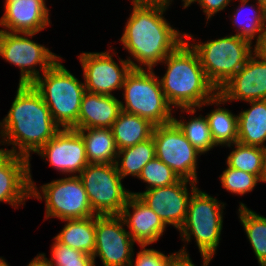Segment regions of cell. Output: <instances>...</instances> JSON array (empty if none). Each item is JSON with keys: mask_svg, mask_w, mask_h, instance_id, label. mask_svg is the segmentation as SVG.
I'll list each match as a JSON object with an SVG mask.
<instances>
[{"mask_svg": "<svg viewBox=\"0 0 266 266\" xmlns=\"http://www.w3.org/2000/svg\"><path fill=\"white\" fill-rule=\"evenodd\" d=\"M172 1L174 2V0H169L168 2H170L172 4ZM194 0H181L182 2V8L183 9H187L189 7V5L193 2Z\"/></svg>", "mask_w": 266, "mask_h": 266, "instance_id": "39", "label": "cell"}, {"mask_svg": "<svg viewBox=\"0 0 266 266\" xmlns=\"http://www.w3.org/2000/svg\"><path fill=\"white\" fill-rule=\"evenodd\" d=\"M198 2V6L200 5L203 13L206 17V25L208 21L217 13L226 9L227 6L231 5L233 0H194L189 6Z\"/></svg>", "mask_w": 266, "mask_h": 266, "instance_id": "36", "label": "cell"}, {"mask_svg": "<svg viewBox=\"0 0 266 266\" xmlns=\"http://www.w3.org/2000/svg\"><path fill=\"white\" fill-rule=\"evenodd\" d=\"M131 4L132 13L119 42L130 55L127 60L132 69H154L185 41V32L174 28L164 17L170 2L131 0Z\"/></svg>", "mask_w": 266, "mask_h": 266, "instance_id": "1", "label": "cell"}, {"mask_svg": "<svg viewBox=\"0 0 266 266\" xmlns=\"http://www.w3.org/2000/svg\"><path fill=\"white\" fill-rule=\"evenodd\" d=\"M189 184V187H188ZM197 183L179 179L176 183L148 189L143 192H132L147 204L168 226L179 231L185 222L191 195L199 188Z\"/></svg>", "mask_w": 266, "mask_h": 266, "instance_id": "14", "label": "cell"}, {"mask_svg": "<svg viewBox=\"0 0 266 266\" xmlns=\"http://www.w3.org/2000/svg\"><path fill=\"white\" fill-rule=\"evenodd\" d=\"M46 0H16L4 3L2 31L39 33L51 26Z\"/></svg>", "mask_w": 266, "mask_h": 266, "instance_id": "18", "label": "cell"}, {"mask_svg": "<svg viewBox=\"0 0 266 266\" xmlns=\"http://www.w3.org/2000/svg\"><path fill=\"white\" fill-rule=\"evenodd\" d=\"M232 151L226 159L231 168L256 175L262 182L266 172V149L259 146L244 145L239 142L225 146Z\"/></svg>", "mask_w": 266, "mask_h": 266, "instance_id": "29", "label": "cell"}, {"mask_svg": "<svg viewBox=\"0 0 266 266\" xmlns=\"http://www.w3.org/2000/svg\"><path fill=\"white\" fill-rule=\"evenodd\" d=\"M218 93L228 103L266 100V59L254 52Z\"/></svg>", "mask_w": 266, "mask_h": 266, "instance_id": "16", "label": "cell"}, {"mask_svg": "<svg viewBox=\"0 0 266 266\" xmlns=\"http://www.w3.org/2000/svg\"><path fill=\"white\" fill-rule=\"evenodd\" d=\"M10 1H16V0H5L4 2H10Z\"/></svg>", "mask_w": 266, "mask_h": 266, "instance_id": "44", "label": "cell"}, {"mask_svg": "<svg viewBox=\"0 0 266 266\" xmlns=\"http://www.w3.org/2000/svg\"><path fill=\"white\" fill-rule=\"evenodd\" d=\"M154 125L134 114L121 111L111 130L118 150L134 146L152 136Z\"/></svg>", "mask_w": 266, "mask_h": 266, "instance_id": "24", "label": "cell"}, {"mask_svg": "<svg viewBox=\"0 0 266 266\" xmlns=\"http://www.w3.org/2000/svg\"><path fill=\"white\" fill-rule=\"evenodd\" d=\"M152 137L155 156L168 165L181 179L198 183V158L202 155L187 140L178 125L171 121L154 126Z\"/></svg>", "mask_w": 266, "mask_h": 266, "instance_id": "11", "label": "cell"}, {"mask_svg": "<svg viewBox=\"0 0 266 266\" xmlns=\"http://www.w3.org/2000/svg\"><path fill=\"white\" fill-rule=\"evenodd\" d=\"M121 91L122 111L142 117L154 126L173 121L175 109L167 102L154 69H131Z\"/></svg>", "mask_w": 266, "mask_h": 266, "instance_id": "7", "label": "cell"}, {"mask_svg": "<svg viewBox=\"0 0 266 266\" xmlns=\"http://www.w3.org/2000/svg\"><path fill=\"white\" fill-rule=\"evenodd\" d=\"M141 249L135 254L131 260L130 266H166L169 255L154 248H146L147 245H139ZM134 255H136L134 259Z\"/></svg>", "mask_w": 266, "mask_h": 266, "instance_id": "34", "label": "cell"}, {"mask_svg": "<svg viewBox=\"0 0 266 266\" xmlns=\"http://www.w3.org/2000/svg\"><path fill=\"white\" fill-rule=\"evenodd\" d=\"M31 198L45 201V218L82 219L95 216L79 176L68 175L37 187L32 179L30 164ZM40 188V189H39Z\"/></svg>", "mask_w": 266, "mask_h": 266, "instance_id": "8", "label": "cell"}, {"mask_svg": "<svg viewBox=\"0 0 266 266\" xmlns=\"http://www.w3.org/2000/svg\"><path fill=\"white\" fill-rule=\"evenodd\" d=\"M263 182L266 183V172H265V177H264Z\"/></svg>", "mask_w": 266, "mask_h": 266, "instance_id": "43", "label": "cell"}, {"mask_svg": "<svg viewBox=\"0 0 266 266\" xmlns=\"http://www.w3.org/2000/svg\"><path fill=\"white\" fill-rule=\"evenodd\" d=\"M27 266H50L48 262L44 259V257L38 253L36 257H34Z\"/></svg>", "mask_w": 266, "mask_h": 266, "instance_id": "38", "label": "cell"}, {"mask_svg": "<svg viewBox=\"0 0 266 266\" xmlns=\"http://www.w3.org/2000/svg\"><path fill=\"white\" fill-rule=\"evenodd\" d=\"M218 178L223 189L240 196L252 192L258 182L263 183L256 175L231 168L228 165Z\"/></svg>", "mask_w": 266, "mask_h": 266, "instance_id": "33", "label": "cell"}, {"mask_svg": "<svg viewBox=\"0 0 266 266\" xmlns=\"http://www.w3.org/2000/svg\"><path fill=\"white\" fill-rule=\"evenodd\" d=\"M225 104L227 101L217 93L212 99L197 108L202 111L205 106L215 105V108L205 116L215 145L221 147L238 142V116L233 114L231 110L220 106Z\"/></svg>", "mask_w": 266, "mask_h": 266, "instance_id": "21", "label": "cell"}, {"mask_svg": "<svg viewBox=\"0 0 266 266\" xmlns=\"http://www.w3.org/2000/svg\"><path fill=\"white\" fill-rule=\"evenodd\" d=\"M30 198V159L4 152L0 156V203L17 209Z\"/></svg>", "mask_w": 266, "mask_h": 266, "instance_id": "17", "label": "cell"}, {"mask_svg": "<svg viewBox=\"0 0 266 266\" xmlns=\"http://www.w3.org/2000/svg\"><path fill=\"white\" fill-rule=\"evenodd\" d=\"M155 157V144L151 136L149 139L118 151L116 167L123 178L132 176L138 178L143 167Z\"/></svg>", "mask_w": 266, "mask_h": 266, "instance_id": "28", "label": "cell"}, {"mask_svg": "<svg viewBox=\"0 0 266 266\" xmlns=\"http://www.w3.org/2000/svg\"><path fill=\"white\" fill-rule=\"evenodd\" d=\"M62 128L53 120L48 106L31 84H18L7 115L0 121V146L5 152L31 156Z\"/></svg>", "mask_w": 266, "mask_h": 266, "instance_id": "2", "label": "cell"}, {"mask_svg": "<svg viewBox=\"0 0 266 266\" xmlns=\"http://www.w3.org/2000/svg\"><path fill=\"white\" fill-rule=\"evenodd\" d=\"M85 143L89 163L115 164L118 148L111 128H78Z\"/></svg>", "mask_w": 266, "mask_h": 266, "instance_id": "23", "label": "cell"}, {"mask_svg": "<svg viewBox=\"0 0 266 266\" xmlns=\"http://www.w3.org/2000/svg\"><path fill=\"white\" fill-rule=\"evenodd\" d=\"M173 121L182 130L183 134L192 146L201 154H205L214 147H217L213 141L206 116L201 114L197 116L196 114V116H191L188 120H186L181 114L179 119L173 116Z\"/></svg>", "mask_w": 266, "mask_h": 266, "instance_id": "30", "label": "cell"}, {"mask_svg": "<svg viewBox=\"0 0 266 266\" xmlns=\"http://www.w3.org/2000/svg\"><path fill=\"white\" fill-rule=\"evenodd\" d=\"M53 240L51 258H47L45 253H40L50 266H95L91 255L64 245L55 238Z\"/></svg>", "mask_w": 266, "mask_h": 266, "instance_id": "31", "label": "cell"}, {"mask_svg": "<svg viewBox=\"0 0 266 266\" xmlns=\"http://www.w3.org/2000/svg\"><path fill=\"white\" fill-rule=\"evenodd\" d=\"M225 206L198 188L191 195L185 222L179 229L184 243L180 250L188 252L186 246L195 239L199 253L214 258L221 240Z\"/></svg>", "mask_w": 266, "mask_h": 266, "instance_id": "6", "label": "cell"}, {"mask_svg": "<svg viewBox=\"0 0 266 266\" xmlns=\"http://www.w3.org/2000/svg\"><path fill=\"white\" fill-rule=\"evenodd\" d=\"M250 108L238 116V142L266 149V100L245 102Z\"/></svg>", "mask_w": 266, "mask_h": 266, "instance_id": "22", "label": "cell"}, {"mask_svg": "<svg viewBox=\"0 0 266 266\" xmlns=\"http://www.w3.org/2000/svg\"><path fill=\"white\" fill-rule=\"evenodd\" d=\"M137 179L143 183H147L145 184V190H148L174 184L180 177L168 165L155 156L143 167Z\"/></svg>", "mask_w": 266, "mask_h": 266, "instance_id": "32", "label": "cell"}, {"mask_svg": "<svg viewBox=\"0 0 266 266\" xmlns=\"http://www.w3.org/2000/svg\"><path fill=\"white\" fill-rule=\"evenodd\" d=\"M120 216L133 241L138 245L155 244L167 228L161 218L134 194L128 198Z\"/></svg>", "mask_w": 266, "mask_h": 266, "instance_id": "19", "label": "cell"}, {"mask_svg": "<svg viewBox=\"0 0 266 266\" xmlns=\"http://www.w3.org/2000/svg\"><path fill=\"white\" fill-rule=\"evenodd\" d=\"M121 111L117 97L85 92L79 110L78 128H111Z\"/></svg>", "mask_w": 266, "mask_h": 266, "instance_id": "20", "label": "cell"}, {"mask_svg": "<svg viewBox=\"0 0 266 266\" xmlns=\"http://www.w3.org/2000/svg\"><path fill=\"white\" fill-rule=\"evenodd\" d=\"M4 152H5V151H4L3 147H2V148L0 147V156H1Z\"/></svg>", "mask_w": 266, "mask_h": 266, "instance_id": "42", "label": "cell"}, {"mask_svg": "<svg viewBox=\"0 0 266 266\" xmlns=\"http://www.w3.org/2000/svg\"><path fill=\"white\" fill-rule=\"evenodd\" d=\"M237 214L259 266H266V217L242 202Z\"/></svg>", "mask_w": 266, "mask_h": 266, "instance_id": "27", "label": "cell"}, {"mask_svg": "<svg viewBox=\"0 0 266 266\" xmlns=\"http://www.w3.org/2000/svg\"><path fill=\"white\" fill-rule=\"evenodd\" d=\"M0 266H10L8 262H6L5 258L0 256Z\"/></svg>", "mask_w": 266, "mask_h": 266, "instance_id": "40", "label": "cell"}, {"mask_svg": "<svg viewBox=\"0 0 266 266\" xmlns=\"http://www.w3.org/2000/svg\"><path fill=\"white\" fill-rule=\"evenodd\" d=\"M238 1L240 4L236 6L233 14L229 15L233 27L236 28L235 33L252 44L253 40L256 43L260 39L262 28L266 22V9L257 2H254L256 5H248L251 0Z\"/></svg>", "mask_w": 266, "mask_h": 266, "instance_id": "26", "label": "cell"}, {"mask_svg": "<svg viewBox=\"0 0 266 266\" xmlns=\"http://www.w3.org/2000/svg\"><path fill=\"white\" fill-rule=\"evenodd\" d=\"M166 72L158 76L169 105L183 113L194 115L198 107L212 99L218 90L208 80L198 54L185 40L162 62Z\"/></svg>", "mask_w": 266, "mask_h": 266, "instance_id": "3", "label": "cell"}, {"mask_svg": "<svg viewBox=\"0 0 266 266\" xmlns=\"http://www.w3.org/2000/svg\"><path fill=\"white\" fill-rule=\"evenodd\" d=\"M255 2L259 3L266 9V0H255Z\"/></svg>", "mask_w": 266, "mask_h": 266, "instance_id": "41", "label": "cell"}, {"mask_svg": "<svg viewBox=\"0 0 266 266\" xmlns=\"http://www.w3.org/2000/svg\"><path fill=\"white\" fill-rule=\"evenodd\" d=\"M62 222H65V225L53 238L64 245L92 256L95 249V216L82 219H65Z\"/></svg>", "mask_w": 266, "mask_h": 266, "instance_id": "25", "label": "cell"}, {"mask_svg": "<svg viewBox=\"0 0 266 266\" xmlns=\"http://www.w3.org/2000/svg\"><path fill=\"white\" fill-rule=\"evenodd\" d=\"M36 34L0 30V57L19 68L20 85L32 84L62 58L43 44L33 41L31 38Z\"/></svg>", "mask_w": 266, "mask_h": 266, "instance_id": "9", "label": "cell"}, {"mask_svg": "<svg viewBox=\"0 0 266 266\" xmlns=\"http://www.w3.org/2000/svg\"><path fill=\"white\" fill-rule=\"evenodd\" d=\"M120 215H95V266L99 257L103 266H130L135 242Z\"/></svg>", "mask_w": 266, "mask_h": 266, "instance_id": "13", "label": "cell"}, {"mask_svg": "<svg viewBox=\"0 0 266 266\" xmlns=\"http://www.w3.org/2000/svg\"><path fill=\"white\" fill-rule=\"evenodd\" d=\"M60 58L31 85L41 95L53 120L63 129H78L81 100L86 92L84 82L74 76Z\"/></svg>", "mask_w": 266, "mask_h": 266, "instance_id": "4", "label": "cell"}, {"mask_svg": "<svg viewBox=\"0 0 266 266\" xmlns=\"http://www.w3.org/2000/svg\"><path fill=\"white\" fill-rule=\"evenodd\" d=\"M36 154L57 172L67 176H78L89 164L84 140L81 134L72 128L61 129Z\"/></svg>", "mask_w": 266, "mask_h": 266, "instance_id": "15", "label": "cell"}, {"mask_svg": "<svg viewBox=\"0 0 266 266\" xmlns=\"http://www.w3.org/2000/svg\"><path fill=\"white\" fill-rule=\"evenodd\" d=\"M254 44V52L266 59V22L262 28L260 39Z\"/></svg>", "mask_w": 266, "mask_h": 266, "instance_id": "37", "label": "cell"}, {"mask_svg": "<svg viewBox=\"0 0 266 266\" xmlns=\"http://www.w3.org/2000/svg\"><path fill=\"white\" fill-rule=\"evenodd\" d=\"M96 215H120L131 196L116 164L89 163L78 175Z\"/></svg>", "mask_w": 266, "mask_h": 266, "instance_id": "10", "label": "cell"}, {"mask_svg": "<svg viewBox=\"0 0 266 266\" xmlns=\"http://www.w3.org/2000/svg\"><path fill=\"white\" fill-rule=\"evenodd\" d=\"M202 257V266H209L211 260H213L211 257L200 254ZM166 266H196L188 252L179 250L177 252L169 253Z\"/></svg>", "mask_w": 266, "mask_h": 266, "instance_id": "35", "label": "cell"}, {"mask_svg": "<svg viewBox=\"0 0 266 266\" xmlns=\"http://www.w3.org/2000/svg\"><path fill=\"white\" fill-rule=\"evenodd\" d=\"M185 40L198 54L208 80L217 90L232 78L254 53V45L236 34L197 42L194 35L185 32Z\"/></svg>", "mask_w": 266, "mask_h": 266, "instance_id": "5", "label": "cell"}, {"mask_svg": "<svg viewBox=\"0 0 266 266\" xmlns=\"http://www.w3.org/2000/svg\"><path fill=\"white\" fill-rule=\"evenodd\" d=\"M103 52H82L78 55L83 70V82L86 92L113 95V91L122 90L126 75L132 67L127 59L117 60V52L112 47ZM111 51V52H110Z\"/></svg>", "mask_w": 266, "mask_h": 266, "instance_id": "12", "label": "cell"}]
</instances>
